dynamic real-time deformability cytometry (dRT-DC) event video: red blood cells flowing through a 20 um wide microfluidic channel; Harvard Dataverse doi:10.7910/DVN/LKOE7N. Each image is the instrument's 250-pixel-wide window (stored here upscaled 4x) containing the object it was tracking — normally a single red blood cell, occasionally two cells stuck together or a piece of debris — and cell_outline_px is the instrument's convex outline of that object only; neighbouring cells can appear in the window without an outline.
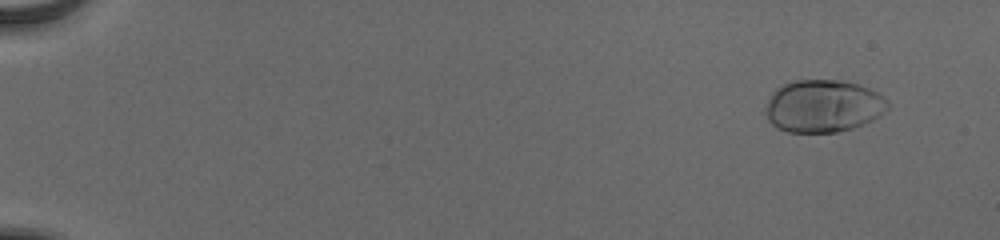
{"species": "human", "species_latin": "Homo sapiens", "temperature_condition": "cold", "stored_images_in_passage": 56, "camera_frame_rate_fps": 3000, "um_per_image_px": 0.085, "donor": {"sex": "male"}, "frame": {"image": 1, "passage_image": 5, "time_ms": 1.333, "image_size_px": [1000, 240], "cell_outline_px": [[888, 108], [884, 112], [872, 120], [864, 124], [852, 128], [836, 132], [788, 132], [776, 128], [768, 120], [768, 100], [772, 92], [776, 88], [792, 80], [836, 80], [856, 84], [868, 88], [876, 92], [888, 100]], "centroid_in_image_um": [69.97, 9.02], "position_along_channel_um": 15.0, "area_um2": 37.11}}
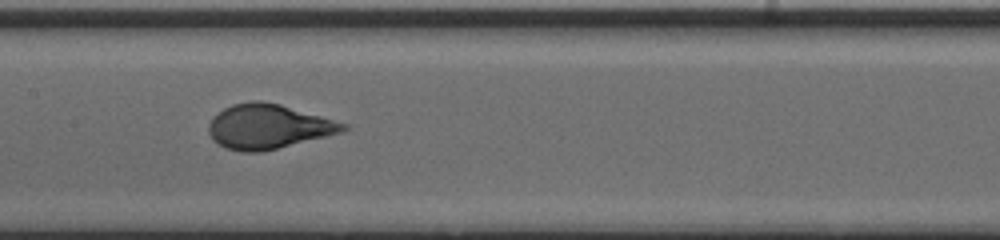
{"frame": {"image": 2, "passage_image": 31, "time_ms": 10.0, "image_size_px": [1000, 240], "cell_outline_px": [[348, 128], [340, 132], [260, 152], [240, 152], [224, 148], [212, 140], [208, 132], [208, 124], [212, 116], [224, 108], [232, 104], [252, 100], [260, 100], [280, 104], [348, 124]], "centroid_in_image_um": [22.72, 10.75], "position_along_channel_um": 184.7, "area_um2": 34.74}}
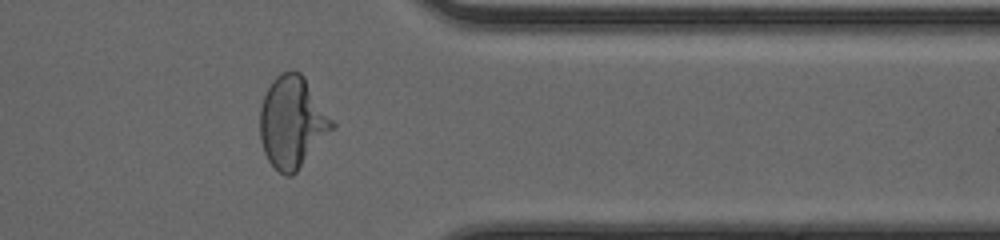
{"frame": {"image": 3, "passage_image": 47, "time_ms": 15.333, "image_size_px": [1000, 240], "cell_outline_px": [[336, 124], [296, 172], [292, 176], [284, 176], [268, 160], [264, 152], [260, 140], [260, 104], [272, 80], [280, 72], [292, 68], [300, 72], [304, 76]], "centroid_in_image_um": [24.82, 10.34], "position_along_channel_um": 386.6, "area_um2": 38.38}, "authors_computed_cell_mechanics": {"area_um2": 35.2869, "velocity_mm_per_s": 3.887, "shape_relaxation_time_tau1_ms": 3.9198, "shape_relaxation_time_tau2_ms": null, "deformation_change_tau1": 0.2009, "deformation_change_tau2": null}}